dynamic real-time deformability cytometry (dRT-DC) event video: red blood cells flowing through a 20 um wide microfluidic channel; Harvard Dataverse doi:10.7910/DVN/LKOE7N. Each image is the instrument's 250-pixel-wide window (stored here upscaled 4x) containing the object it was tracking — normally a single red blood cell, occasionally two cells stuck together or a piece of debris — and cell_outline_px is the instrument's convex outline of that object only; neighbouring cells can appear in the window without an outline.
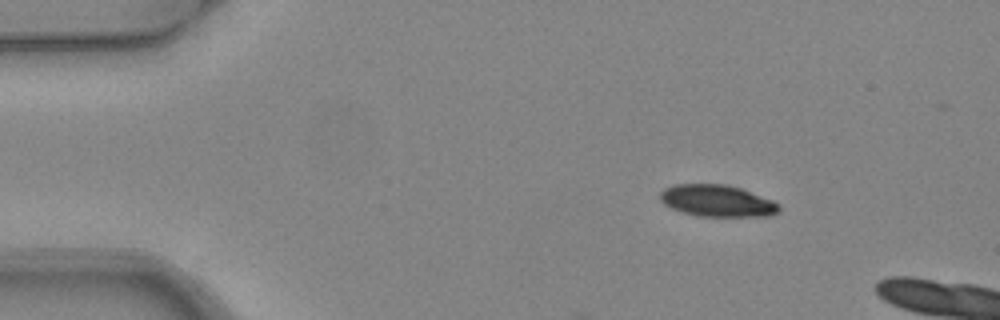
{"species": "common noctule bat (a hibernating species)", "species_latin": "Nyctalus noctula", "temperature_condition": "warm", "stored_images_in_passage": 3, "camera_frame_rate_fps": 3000, "um_per_image_px": 0.085, "animal": {"sex": "female", "body_mass_g": 24.6, "forearm_length_mm": 56.2}, "frame": {"image": 1, "passage_image": 1, "time_ms": 0.0, "image_size_px": [1000, 320], "cell_outline_px": [[780, 212], [768, 216], [696, 216], [672, 208], [664, 204], [660, 200], [660, 192], [664, 188], [676, 184], [728, 184], [740, 188], [772, 200], [780, 204]], "centroid_in_image_um": [60.96, 17.07], "position_along_channel_um": 24.0, "area_um2": 22.02}}